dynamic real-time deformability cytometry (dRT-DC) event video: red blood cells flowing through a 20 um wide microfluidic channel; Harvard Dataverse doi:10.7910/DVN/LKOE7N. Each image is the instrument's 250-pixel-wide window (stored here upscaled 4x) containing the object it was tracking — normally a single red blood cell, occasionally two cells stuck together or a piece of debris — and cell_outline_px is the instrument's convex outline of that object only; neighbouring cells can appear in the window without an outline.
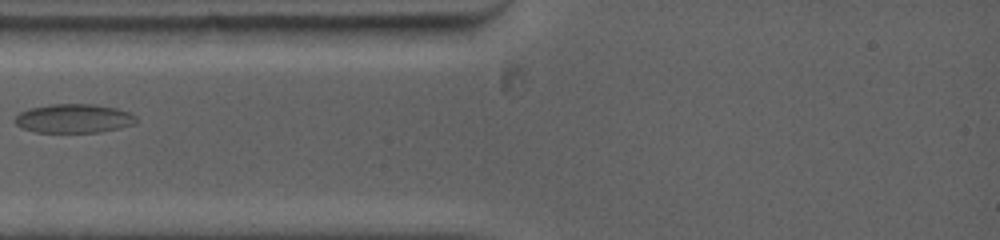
{"species": "common noctule bat (a hibernating species)", "species_latin": "Nyctalus noctula", "temperature_condition": "warm", "stored_images_in_passage": 13, "camera_frame_rate_fps": 5000, "um_per_image_px": 0.085, "animal": {"sex": "female", "body_mass_g": 19.0, "forearm_length_mm": 53.3}, "frame": {"image": 1, "passage_image": 2, "time_ms": 1.2, "image_size_px": [1000, 240], "cell_outline_px": [[136, 124], [120, 128], [100, 132], [36, 132], [24, 128], [16, 124], [12, 120], [20, 112], [28, 108], [48, 104], [92, 104], [116, 108], [128, 112], [136, 116]], "centroid_in_image_um": [6.26, 10.06], "position_along_channel_um": 78.7, "area_um2": 20.52}}
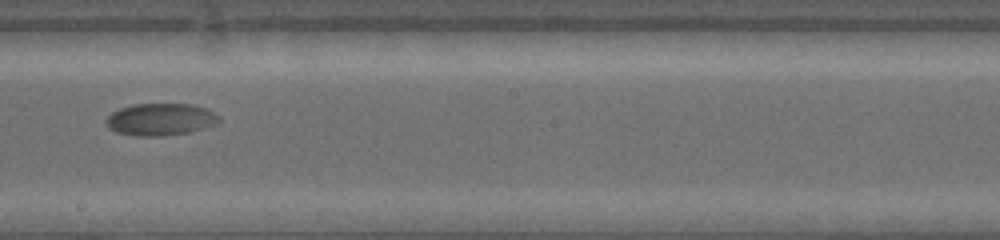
{"frame": {"image": 2, "passage_image": 6, "time_ms": 5.4, "image_size_px": [1000, 240], "cell_outline_px": [[220, 120], [216, 124], [204, 128], [188, 132], [164, 136], [136, 136], [116, 132], [108, 128], [104, 120], [112, 112], [120, 108], [132, 104], [192, 104], [208, 108], [220, 116]], "centroid_in_image_um": [13.64, 10.14], "position_along_channel_um": 234.6, "area_um2": 21.39}}
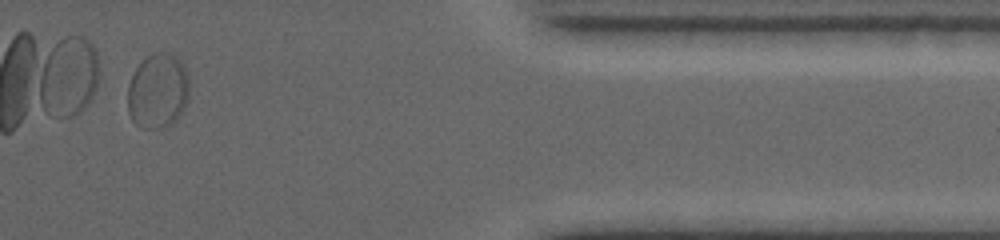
{"frame": {"image": 3, "passage_image": 11, "time_ms": 10.8, "image_size_px": [1000, 240], "cell_outline_px": [[188, 92], [184, 108], [176, 120], [172, 124], [160, 128], [140, 128], [132, 120], [128, 112], [128, 84], [136, 68], [152, 52], [168, 52], [180, 60], [184, 64], [188, 76]], "centroid_in_image_um": [13.41, 7.73], "position_along_channel_um": 398.0, "area_um2": 26.93}}